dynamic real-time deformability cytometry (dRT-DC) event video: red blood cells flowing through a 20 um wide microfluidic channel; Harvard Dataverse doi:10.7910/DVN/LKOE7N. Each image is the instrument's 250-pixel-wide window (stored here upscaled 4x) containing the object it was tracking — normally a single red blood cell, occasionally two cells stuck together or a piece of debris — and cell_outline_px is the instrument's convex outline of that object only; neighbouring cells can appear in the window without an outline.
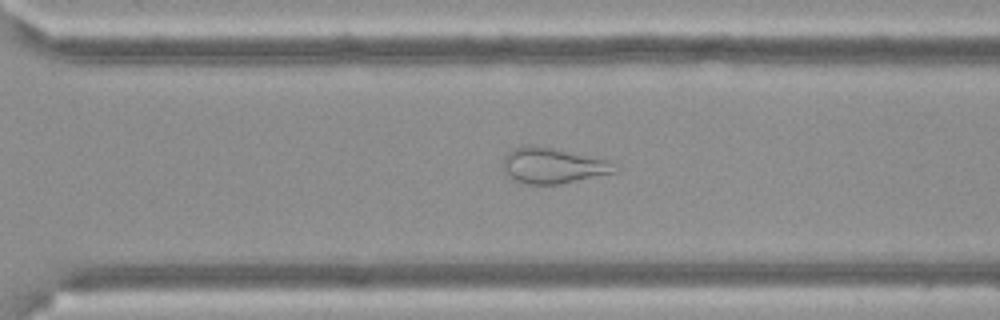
{"species": "Egyptian fruit bat (a non-hibernating species)", "species_latin": "Rousettus aegyptiacus", "temperature_condition": "cold", "stored_images_in_passage": 57, "camera_frame_rate_fps": 3000, "um_per_image_px": 0.085, "frame": {"image": 1, "passage_image": 41, "time_ms": 13.333, "image_size_px": [1000, 320], "cell_outline_px": [[620, 172], [560, 184], [528, 184], [516, 180], [508, 176], [504, 172], [504, 156], [512, 148], [524, 144], [532, 144], [604, 156], [620, 168]], "centroid_in_image_um": [47.12, 14.04], "position_along_channel_um": 323.5, "area_um2": 24.28}}
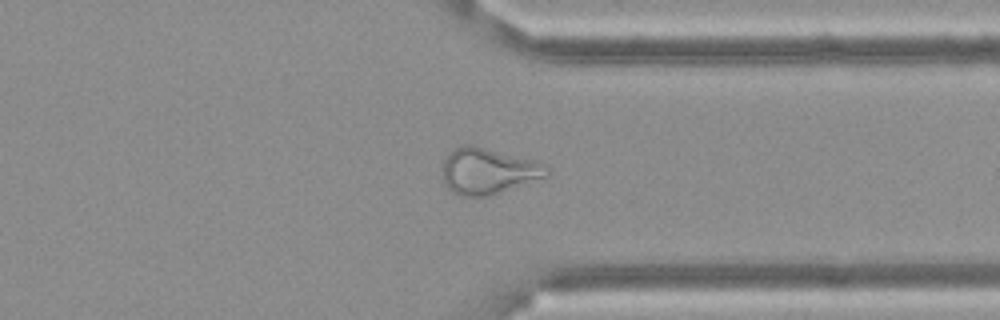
{"frame": {"image": 2, "passage_image": 45, "time_ms": 14.667, "image_size_px": [1000, 320], "cell_outline_px": [[552, 172], [548, 176], [488, 196], [460, 196], [452, 192], [448, 188], [444, 180], [444, 160], [460, 144], [472, 144], [536, 160], [548, 164]], "centroid_in_image_um": [41.56, 14.52], "position_along_channel_um": 369.8, "area_um2": 28.09}}
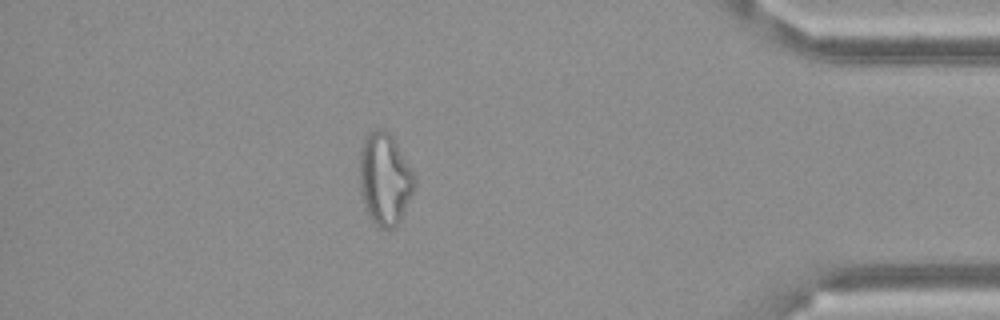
{"frame": {"image": 3, "passage_image": 51, "time_ms": 16.667, "image_size_px": [1000, 320], "cell_outline_px": [[416, 184], [400, 220], [396, 228], [380, 228], [368, 216], [364, 204], [360, 188], [360, 148], [364, 136], [368, 132], [376, 128], [384, 128], [392, 136], [416, 176]], "centroid_in_image_um": [32.7, 15.18], "position_along_channel_um": 402.5, "area_um2": 29.59}, "authors_computed_cell_mechanics": {"area_um2": 29.5936, "velocity_mm_per_s": 3.5164, "shape_relaxation_time_tau1_ms": null, "shape_relaxation_time_tau2_ms": 2.2249, "deformation_change_tau1": null, "deformation_change_tau2": 0.1145}}